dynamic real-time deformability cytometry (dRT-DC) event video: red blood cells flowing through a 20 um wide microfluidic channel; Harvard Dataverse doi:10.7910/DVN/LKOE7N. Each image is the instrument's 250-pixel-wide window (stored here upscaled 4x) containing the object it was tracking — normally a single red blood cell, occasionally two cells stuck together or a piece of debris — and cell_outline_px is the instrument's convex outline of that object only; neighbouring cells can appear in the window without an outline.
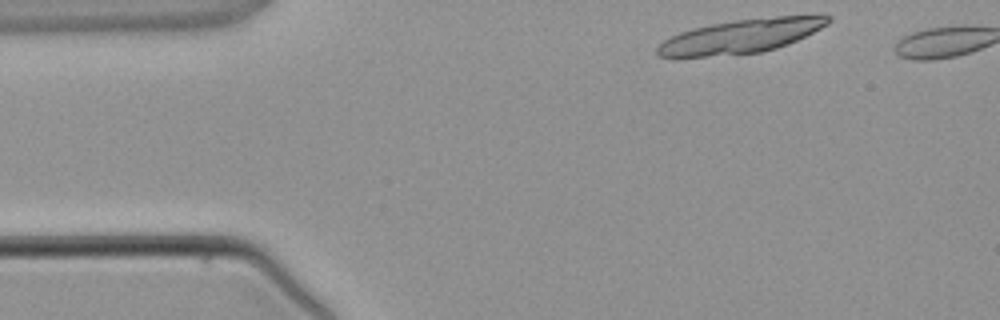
{"species": "common noctule bat (a hibernating species)", "species_latin": "Nyctalus noctula", "temperature_condition": "warm", "stored_images_in_passage": 3, "segment_of_instrument_passage": [1, 2], "camera_frame_rate_fps": 3000, "um_per_image_px": 0.085, "animal": {"sex": "male", "body_mass_g": 21.5, "forearm_length_mm": 52.0}, "frame": {"image": 1, "passage_image": 1, "time_ms": 0.0, "image_size_px": [1000, 320], "cell_outline_px": [[832, 20], [828, 24], [788, 44], [776, 48], [760, 52], [676, 60], [660, 56], [656, 52], [656, 48], [664, 40], [680, 32], [692, 28], [712, 24], [736, 20], [776, 16], [832, 16]], "centroid_in_image_um": [62.86, 3.12], "position_along_channel_um": 22.1, "area_um2": 33.93}}